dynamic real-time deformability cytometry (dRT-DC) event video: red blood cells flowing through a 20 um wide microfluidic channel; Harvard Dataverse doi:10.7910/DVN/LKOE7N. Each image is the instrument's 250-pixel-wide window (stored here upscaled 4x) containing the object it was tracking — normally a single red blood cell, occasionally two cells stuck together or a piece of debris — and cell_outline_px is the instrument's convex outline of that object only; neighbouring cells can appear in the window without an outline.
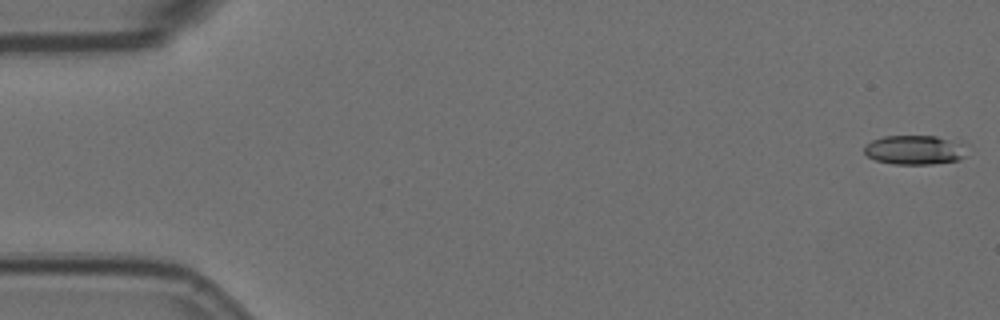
{"species": "Egyptian fruit bat (a non-hibernating species)", "species_latin": "Rousettus aegyptiacus", "temperature_condition": "room temperature", "stored_images_in_passage": 5, "camera_frame_rate_fps": 3000, "um_per_image_px": 0.085, "animal": {"sex": "female"}, "frame": {"image": 1, "passage_image": 1, "time_ms": 0.0, "image_size_px": [1000, 320], "cell_outline_px": [[972, 144], [964, 156], [956, 160], [932, 164], [892, 164], [876, 160], [868, 156], [864, 152], [864, 148], [872, 140], [884, 136], [936, 136]], "centroid_in_image_um": [77.84, 12.73], "position_along_channel_um": 7.2, "area_um2": 17.8}}